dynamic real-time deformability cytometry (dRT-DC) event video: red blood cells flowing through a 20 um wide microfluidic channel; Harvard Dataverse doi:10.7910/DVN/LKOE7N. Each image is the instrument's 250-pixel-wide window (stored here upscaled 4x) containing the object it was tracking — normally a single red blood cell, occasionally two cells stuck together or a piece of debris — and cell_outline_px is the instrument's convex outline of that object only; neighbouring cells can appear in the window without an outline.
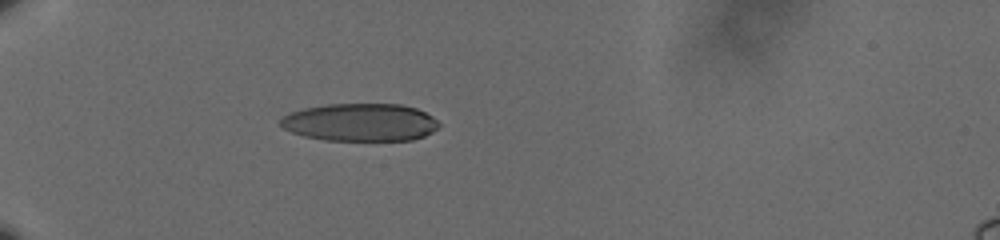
{"species": "human", "species_latin": "Homo sapiens", "temperature_condition": "cold", "stored_images_in_passage": 34, "camera_frame_rate_fps": 3000, "um_per_image_px": 0.085, "donor": {"sex": "male"}, "frame": {"image": 1, "passage_image": 1, "time_ms": 0.0, "image_size_px": [1000, 240], "cell_outline_px": [[440, 128], [424, 136], [412, 140], [324, 140], [304, 136], [292, 132], [284, 128], [280, 124], [280, 120], [284, 116], [292, 112], [304, 108], [328, 104], [400, 104], [416, 108], [432, 116], [440, 124]], "centroid_in_image_um": [30.65, 10.4], "position_along_channel_um": 54.3, "area_um2": 34.8}}
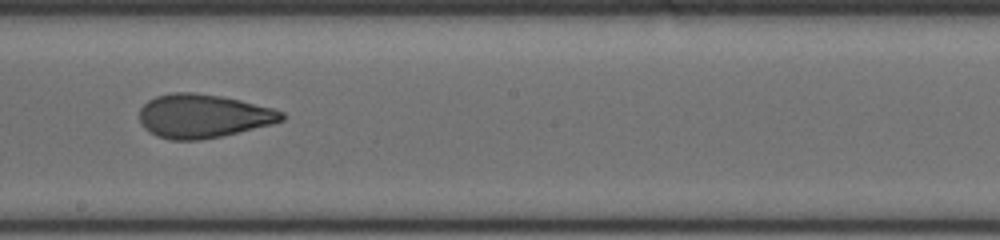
{"frame": {"image": 2, "passage_image": 18, "time_ms": 5.667, "image_size_px": [1000, 240], "cell_outline_px": [[288, 116], [284, 120], [272, 124], [220, 136], [200, 140], [168, 140], [156, 136], [144, 128], [140, 124], [140, 108], [148, 100], [156, 96], [172, 92], [196, 92], [220, 96], [240, 100], [272, 108], [284, 112]], "centroid_in_image_um": [17.25, 9.86], "position_along_channel_um": 230.9, "area_um2": 36.36}}
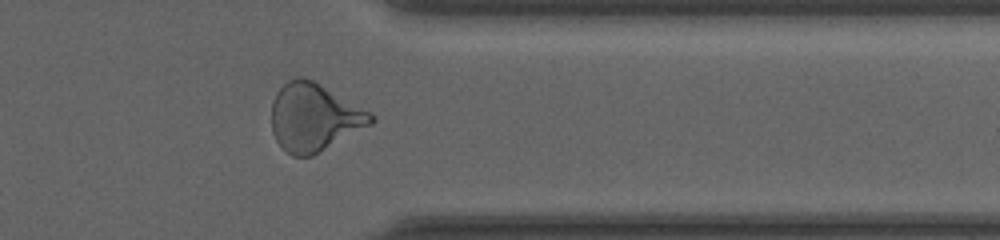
{"frame": {"image": 3, "passage_image": 31, "time_ms": 10.0, "image_size_px": [1000, 240], "cell_outline_px": [[376, 120], [372, 124], [312, 156], [292, 156], [276, 140], [272, 132], [272, 100], [276, 92], [288, 80], [300, 76], [312, 80], [372, 112], [376, 116]], "centroid_in_image_um": [26.71, 9.97], "position_along_channel_um": 384.7, "area_um2": 39.13}, "authors_computed_cell_mechanics": {"area_um2": 36.3851, "velocity_mm_per_s": 3.6096, "shape_relaxation_time_tau1_ms": 8.1234, "shape_relaxation_time_tau2_ms": 1.7102, "deformation_change_tau1": 0.2204, "deformation_change_tau2": 0.0855}}